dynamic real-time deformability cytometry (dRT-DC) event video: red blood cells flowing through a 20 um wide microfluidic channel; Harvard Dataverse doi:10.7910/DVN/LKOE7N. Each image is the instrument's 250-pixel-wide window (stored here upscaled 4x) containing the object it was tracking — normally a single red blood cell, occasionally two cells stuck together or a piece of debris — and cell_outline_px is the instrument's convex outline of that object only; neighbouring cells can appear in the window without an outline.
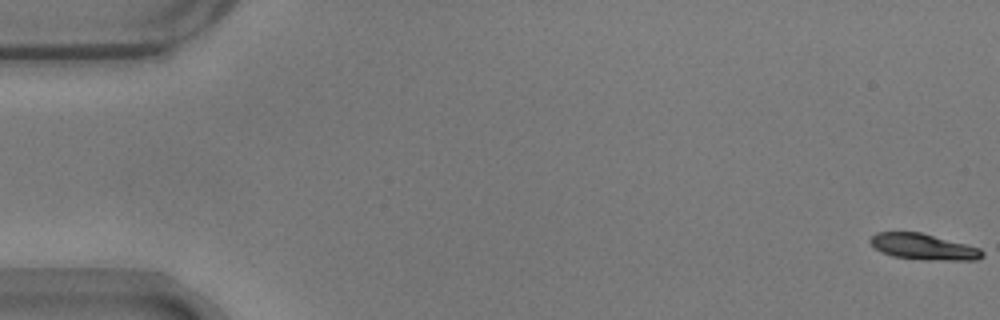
{"species": "common noctule bat (a hibernating species)", "species_latin": "Nyctalus noctula", "temperature_condition": "warm", "stored_images_in_passage": 15, "camera_frame_rate_fps": 3000, "um_per_image_px": 0.085, "animal": {"sex": "male", "body_mass_g": 17.9}, "frame": {"image": 1, "passage_image": 1, "time_ms": 0.0, "image_size_px": [1000, 320], "cell_outline_px": [[984, 256], [976, 260], [924, 260], [892, 256], [880, 252], [868, 240], [876, 232], [920, 232], [980, 248], [984, 252]], "centroid_in_image_um": [78.49, 20.98], "position_along_channel_um": 6.5, "area_um2": 16.94}}